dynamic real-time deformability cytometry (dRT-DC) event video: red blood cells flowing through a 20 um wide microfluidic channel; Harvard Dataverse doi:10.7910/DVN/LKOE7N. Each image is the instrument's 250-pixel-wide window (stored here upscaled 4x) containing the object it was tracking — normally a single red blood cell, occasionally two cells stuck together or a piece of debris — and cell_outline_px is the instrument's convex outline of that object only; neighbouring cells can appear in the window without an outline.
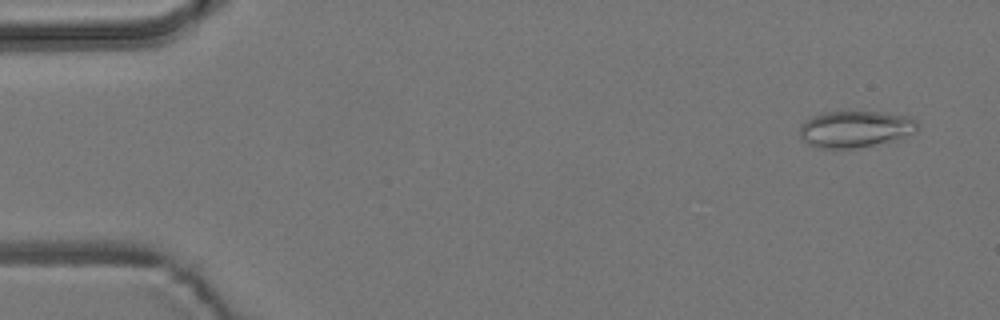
{"species": "common noctule bat (a hibernating species)", "species_latin": "Nyctalus noctula", "temperature_condition": "room temperature", "stored_images_in_passage": 8, "camera_frame_rate_fps": 3000, "um_per_image_px": 0.085, "animal": {"sex": "male", "body_mass_g": 19.2, "forearm_length_mm": 51.8}, "frame": {"image": 1, "passage_image": 1, "time_ms": 0.0, "image_size_px": [1000, 320], "cell_outline_px": [[920, 124], [916, 132], [896, 140], [852, 148], [816, 148], [808, 144], [800, 136], [800, 124], [812, 116], [824, 112], [880, 112], [908, 116], [916, 120]], "centroid_in_image_um": [72.71, 10.97], "position_along_channel_um": 12.3, "area_um2": 25.14}}